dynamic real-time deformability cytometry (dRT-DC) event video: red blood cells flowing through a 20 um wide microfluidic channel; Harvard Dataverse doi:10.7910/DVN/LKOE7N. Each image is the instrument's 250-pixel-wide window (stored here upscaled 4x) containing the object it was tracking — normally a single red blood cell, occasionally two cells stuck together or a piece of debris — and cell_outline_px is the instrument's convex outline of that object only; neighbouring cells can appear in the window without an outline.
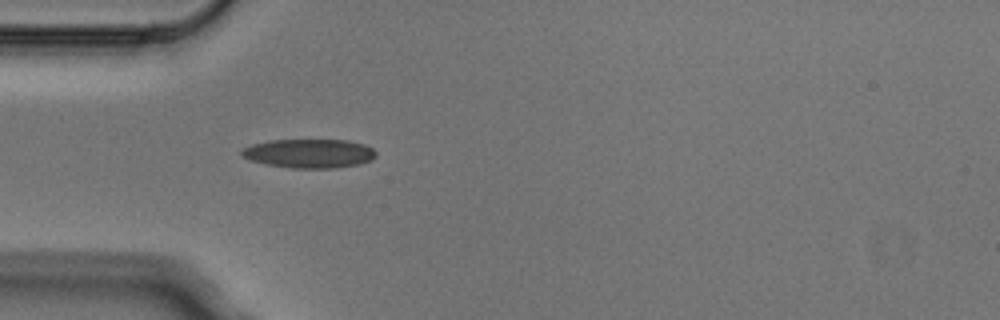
{"species": "Egyptian fruit bat (a non-hibernating species)", "species_latin": "Rousettus aegyptiacus", "temperature_condition": "cold", "stored_images_in_passage": 1, "camera_frame_rate_fps": 3000, "um_per_image_px": 0.085, "animal": {"sex": "male"}, "frame": {"image": 1, "passage_image": 1, "time_ms": 0.0, "image_size_px": [1000, 320], "cell_outline_px": [[376, 156], [372, 160], [360, 164], [336, 168], [292, 168], [268, 164], [252, 160], [244, 156], [240, 152], [244, 148], [252, 144], [268, 140], [348, 140], [364, 144], [372, 148], [376, 152]], "centroid_in_image_um": [26.34, 13.04], "position_along_channel_um": 58.7, "area_um2": 22.6}}